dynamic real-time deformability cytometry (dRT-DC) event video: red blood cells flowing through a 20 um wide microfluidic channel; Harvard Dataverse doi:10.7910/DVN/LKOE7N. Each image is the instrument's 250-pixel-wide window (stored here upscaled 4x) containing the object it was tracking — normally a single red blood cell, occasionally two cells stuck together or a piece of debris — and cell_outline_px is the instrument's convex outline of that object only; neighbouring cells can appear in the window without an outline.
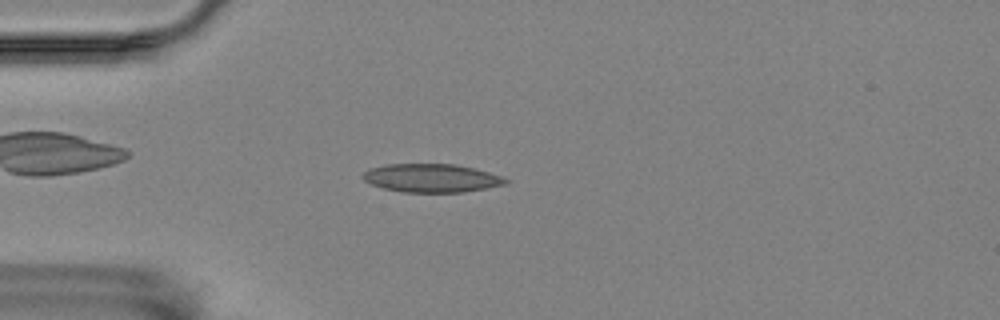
{"species": "Egyptian fruit bat (a non-hibernating species)", "species_latin": "Rousettus aegyptiacus", "temperature_condition": "room temperature", "stored_images_in_passage": 56, "camera_frame_rate_fps": 3000, "um_per_image_px": 0.085, "animal": {"sex": "female"}, "frame": {"image": 1, "passage_image": 14, "time_ms": 4.333, "image_size_px": [1000, 320], "cell_outline_px": [[508, 180], [504, 184], [464, 192], [404, 192], [384, 188], [372, 184], [364, 180], [360, 176], [368, 168], [384, 164], [452, 164], [472, 168], [488, 172], [500, 176]], "centroid_in_image_um": [36.6, 15.13], "position_along_channel_um": 48.4, "area_um2": 23.35}}
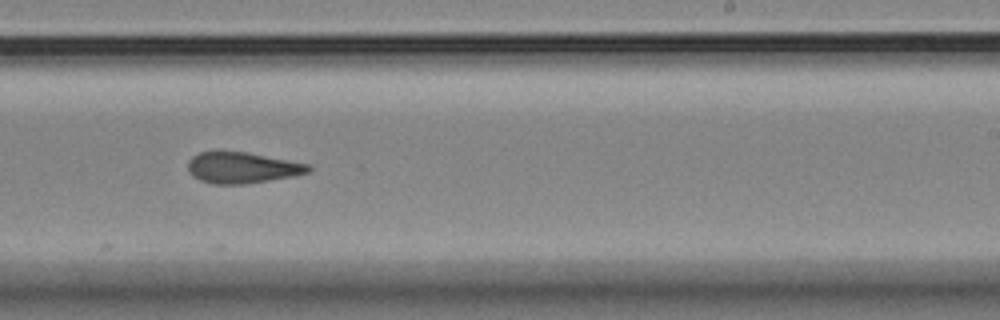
{"frame": {"image": 2, "passage_image": 34, "time_ms": 11.0, "image_size_px": [1000, 320], "cell_outline_px": [[312, 168], [308, 172], [292, 176], [248, 184], [212, 184], [200, 180], [192, 176], [188, 172], [188, 160], [192, 156], [200, 152], [244, 152], [308, 164]], "centroid_in_image_um": [20.53, 14.27], "position_along_channel_um": 268.5, "area_um2": 21.56}}
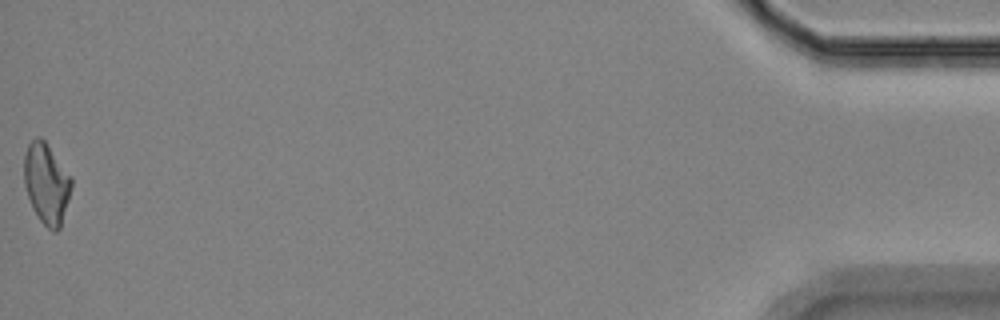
{"frame": {"image": 3, "passage_image": 56, "time_ms": 18.333, "image_size_px": [1000, 320], "cell_outline_px": [[72, 184], [68, 200], [60, 228], [56, 232], [52, 232], [40, 220], [32, 208], [24, 184], [24, 156], [28, 144], [36, 136], [40, 136], [44, 140], [72, 176]], "centroid_in_image_um": [3.95, 15.59], "position_along_channel_um": 431.3, "area_um2": 22.25}, "authors_computed_cell_mechanics": {"area_um2": 22.3397, "velocity_mm_per_s": 3.4902, "shape_relaxation_time_tau1_ms": null, "shape_relaxation_time_tau2_ms": 4.6246, "deformation_change_tau1": null, "deformation_change_tau2": 0.115}}